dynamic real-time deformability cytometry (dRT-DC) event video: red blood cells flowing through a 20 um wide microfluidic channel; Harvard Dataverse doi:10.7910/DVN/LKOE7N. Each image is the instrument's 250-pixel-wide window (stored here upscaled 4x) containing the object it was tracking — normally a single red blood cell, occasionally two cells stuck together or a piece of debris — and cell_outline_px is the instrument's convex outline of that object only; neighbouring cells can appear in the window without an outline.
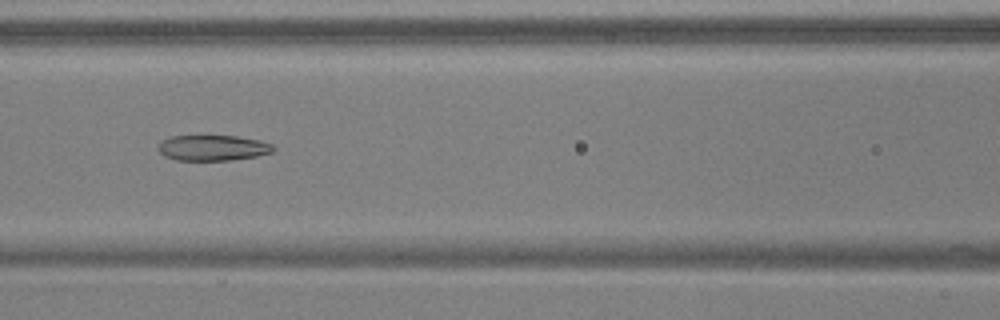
{"species": "common noctule bat (a hibernating species)", "species_latin": "Nyctalus noctula", "temperature_condition": "warm", "stored_images_in_passage": 50, "camera_frame_rate_fps": 3000, "um_per_image_px": 0.085, "animal": {"sex": "male", "body_mass_g": 17.9, "forearm_length_mm": 54.2}, "frame": {"image": 1, "passage_image": 24, "time_ms": 7.667, "image_size_px": [1000, 320], "cell_outline_px": [[276, 148], [272, 152], [256, 156], [232, 160], [176, 160], [164, 156], [160, 152], [160, 140], [172, 136], [236, 136], [260, 140], [272, 144]], "centroid_in_image_um": [18.11, 12.56], "position_along_channel_um": 148.5, "area_um2": 17.11}}
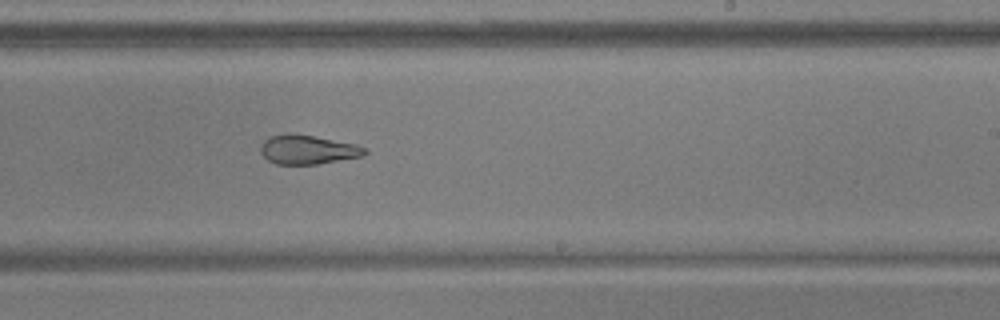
{"frame": {"image": 2, "passage_image": 33, "time_ms": 10.667, "image_size_px": [1000, 320], "cell_outline_px": [[368, 152], [364, 156], [316, 164], [276, 164], [268, 160], [260, 152], [260, 148], [264, 140], [268, 136], [288, 132], [312, 136], [356, 144], [368, 148]], "centroid_in_image_um": [26.16, 12.71], "position_along_channel_um": 262.8, "area_um2": 17.8}}
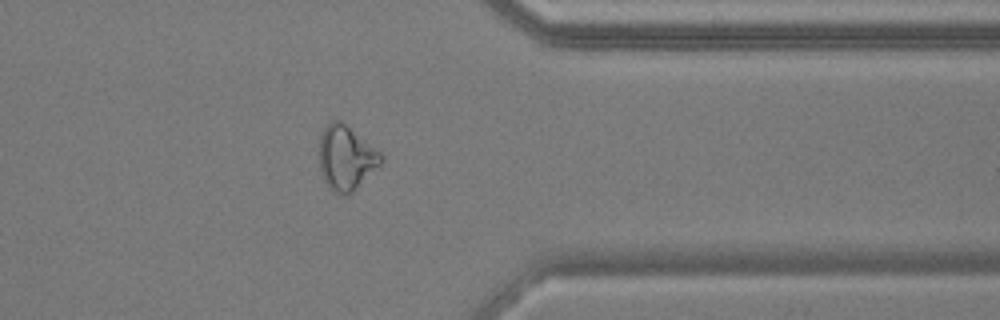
{"frame": {"image": 3, "passage_image": 43, "time_ms": 14.0, "image_size_px": [1000, 320], "cell_outline_px": [[384, 156], [380, 164], [348, 196], [344, 196], [332, 192], [328, 188], [324, 180], [320, 168], [320, 140], [324, 128], [332, 120], [340, 120], [380, 152]], "centroid_in_image_um": [29.4, 13.45], "position_along_channel_um": 382.0, "area_um2": 22.83}}